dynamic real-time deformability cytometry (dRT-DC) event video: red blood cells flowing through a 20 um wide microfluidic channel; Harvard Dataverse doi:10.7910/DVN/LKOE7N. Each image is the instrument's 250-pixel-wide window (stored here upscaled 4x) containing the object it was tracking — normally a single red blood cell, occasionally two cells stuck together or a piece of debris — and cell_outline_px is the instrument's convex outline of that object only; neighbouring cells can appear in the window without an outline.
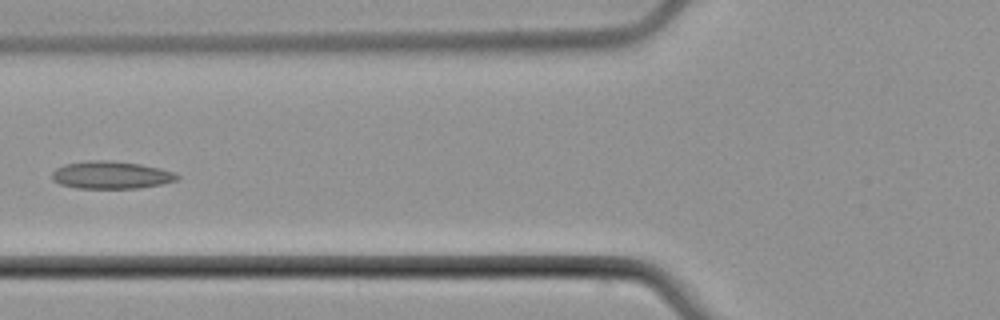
{"species": "common noctule bat (a hibernating species)", "species_latin": "Nyctalus noctula", "temperature_condition": "cold", "stored_images_in_passage": 5, "camera_frame_rate_fps": 3000, "um_per_image_px": 0.085, "animal": {"sex": "male", "body_mass_g": 21.5, "forearm_length_mm": 52.0}, "frame": {"image": 1, "passage_image": 5, "time_ms": 5.333, "image_size_px": [1000, 320], "cell_outline_px": [[180, 176], [176, 180], [164, 184], [140, 188], [76, 188], [60, 184], [52, 180], [52, 172], [56, 168], [64, 164], [88, 160], [108, 160], [140, 164], [160, 168], [172, 172]], "centroid_in_image_um": [9.42, 14.87], "position_along_channel_um": 116.4, "area_um2": 20.17}}